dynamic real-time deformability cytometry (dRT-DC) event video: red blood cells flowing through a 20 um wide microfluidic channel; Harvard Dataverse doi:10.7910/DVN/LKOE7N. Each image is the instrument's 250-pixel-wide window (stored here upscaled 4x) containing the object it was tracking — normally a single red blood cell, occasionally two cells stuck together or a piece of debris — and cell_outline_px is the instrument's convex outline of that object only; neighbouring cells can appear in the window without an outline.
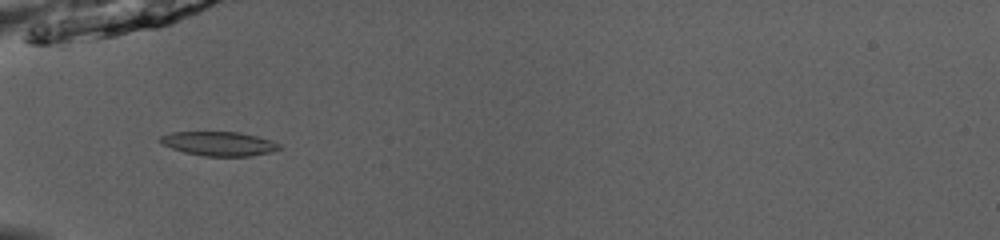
{"species": "common noctule bat (a hibernating species)", "species_latin": "Nyctalus noctula", "temperature_condition": "room temperature", "stored_images_in_passage": 35, "camera_frame_rate_fps": 3000, "um_per_image_px": 0.085, "animal": {"sex": "male", "body_mass_g": 13.0, "forearm_length_mm": 53.1}, "frame": {"image": 1, "passage_image": 3, "time_ms": 0.667, "image_size_px": [1000, 240], "cell_outline_px": [[280, 148], [272, 152], [252, 156], [204, 156], [184, 152], [172, 148], [164, 144], [160, 140], [160, 136], [172, 132], [240, 132], [272, 140], [280, 144]], "centroid_in_image_um": [18.65, 12.21], "position_along_channel_um": 66.3, "area_um2": 16.7}}
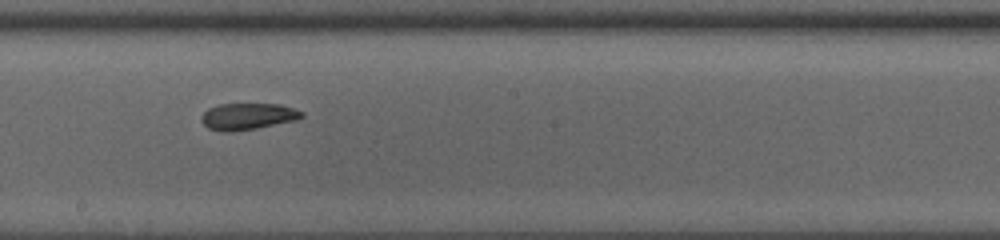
{"frame": {"image": 2, "passage_image": 15, "time_ms": 4.667, "image_size_px": [1000, 240], "cell_outline_px": [[304, 116], [296, 120], [256, 128], [228, 132], [224, 132], [208, 128], [200, 120], [200, 116], [208, 108], [220, 104], [280, 104], [304, 112]], "centroid_in_image_um": [21.04, 9.89], "position_along_channel_um": 227.2, "area_um2": 15.49}}
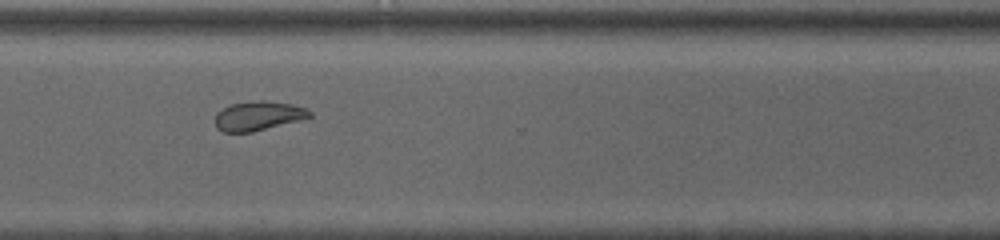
{"frame": {"image": 3, "passage_image": 24, "time_ms": 7.667, "image_size_px": [1000, 240], "cell_outline_px": [[312, 116], [300, 120], [252, 132], [224, 132], [216, 128], [216, 112], [232, 104], [256, 100], [260, 100], [292, 104], [304, 108], [312, 112]], "centroid_in_image_um": [21.95, 9.85], "position_along_channel_um": 348.7, "area_um2": 15.95}, "authors_computed_cell_mechanics": {"area_um2": 15.895, "velocity_mm_per_s": 4.062, "shape_relaxation_time_tau1_ms": null, "shape_relaxation_time_tau2_ms": 6.1686, "deformation_change_tau1": null, "deformation_change_tau2": 0.0771}}